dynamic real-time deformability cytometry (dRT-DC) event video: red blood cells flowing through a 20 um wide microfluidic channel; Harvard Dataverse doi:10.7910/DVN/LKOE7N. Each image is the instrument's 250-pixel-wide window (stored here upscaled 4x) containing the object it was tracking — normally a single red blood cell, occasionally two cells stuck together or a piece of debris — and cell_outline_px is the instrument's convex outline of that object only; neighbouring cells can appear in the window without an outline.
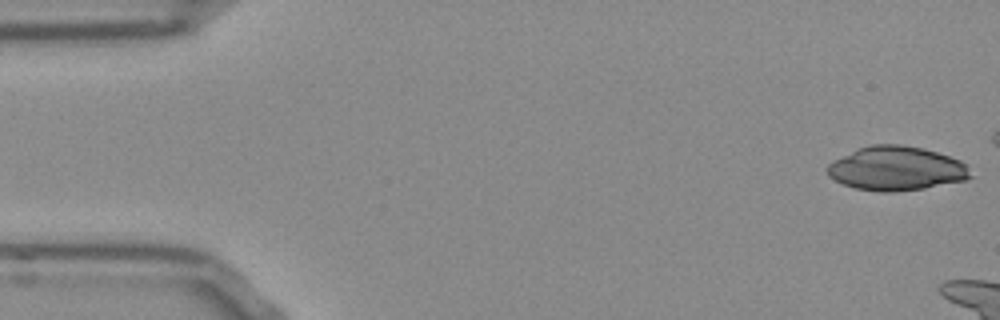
{"species": "Egyptian fruit bat (a non-hibernating species)", "species_latin": "Rousettus aegyptiacus", "temperature_condition": "room temperature", "stored_images_in_passage": 7, "camera_frame_rate_fps": 3000, "um_per_image_px": 0.085, "frame": {"image": 1, "passage_image": 1, "time_ms": 0.0, "image_size_px": [1000, 320], "cell_outline_px": [[972, 176], [964, 180], [924, 188], [892, 192], [880, 192], [856, 188], [844, 184], [828, 176], [828, 164], [860, 148], [872, 144], [900, 144], [924, 148], [960, 160], [964, 164]], "centroid_in_image_um": [76.2, 14.32], "position_along_channel_um": 8.8, "area_um2": 36.18}}